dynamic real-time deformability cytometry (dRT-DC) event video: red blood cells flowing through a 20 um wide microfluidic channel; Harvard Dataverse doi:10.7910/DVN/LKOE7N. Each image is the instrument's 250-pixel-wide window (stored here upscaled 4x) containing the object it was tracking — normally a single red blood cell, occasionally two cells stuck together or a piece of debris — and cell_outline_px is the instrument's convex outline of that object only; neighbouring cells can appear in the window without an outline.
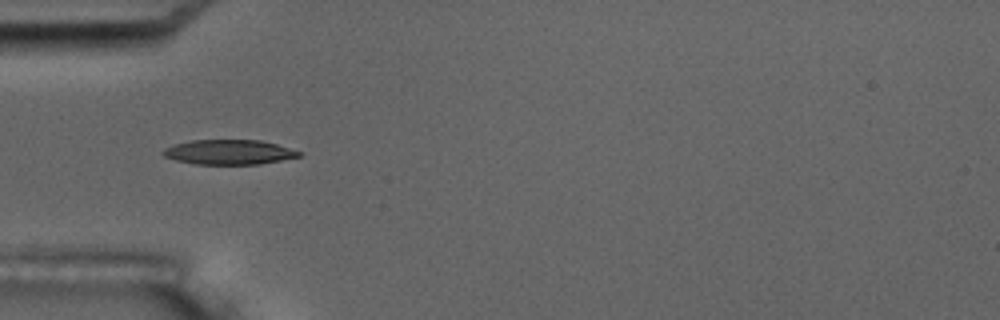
{"species": "common noctule bat (a hibernating species)", "species_latin": "Nyctalus noctula", "temperature_condition": "room temperature", "stored_images_in_passage": 11, "camera_frame_rate_fps": 3000, "um_per_image_px": 0.085, "animal": {"sex": "male", "body_mass_g": 17.5, "forearm_length_mm": 52.3}, "frame": {"image": 1, "passage_image": 5, "time_ms": 5.333, "image_size_px": [1000, 320], "cell_outline_px": [[300, 156], [260, 164], [196, 164], [176, 160], [164, 156], [160, 152], [164, 148], [176, 144], [192, 140], [260, 140], [276, 144], [300, 152]], "centroid_in_image_um": [19.42, 12.93], "position_along_channel_um": 65.6, "area_um2": 19.36}}
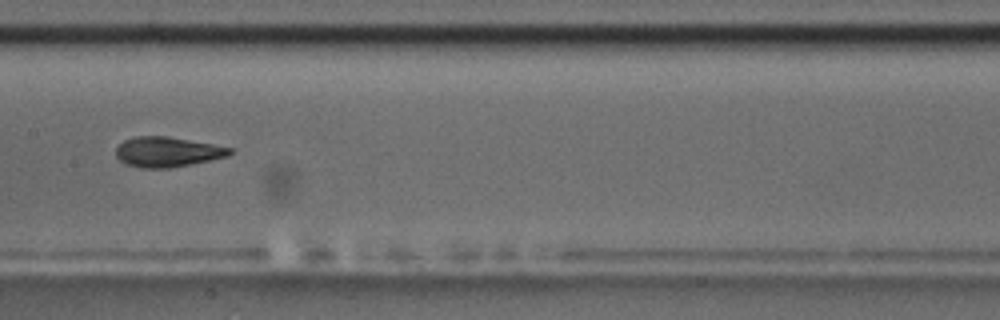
{"frame": {"image": 2, "passage_image": 8, "time_ms": 9.0, "image_size_px": [1000, 320], "cell_outline_px": [[232, 152], [228, 156], [168, 168], [140, 168], [124, 164], [116, 156], [116, 148], [124, 140], [136, 136], [168, 136], [212, 144], [232, 148]], "centroid_in_image_um": [14.18, 12.91], "position_along_channel_um": 193.2, "area_um2": 19.77}}